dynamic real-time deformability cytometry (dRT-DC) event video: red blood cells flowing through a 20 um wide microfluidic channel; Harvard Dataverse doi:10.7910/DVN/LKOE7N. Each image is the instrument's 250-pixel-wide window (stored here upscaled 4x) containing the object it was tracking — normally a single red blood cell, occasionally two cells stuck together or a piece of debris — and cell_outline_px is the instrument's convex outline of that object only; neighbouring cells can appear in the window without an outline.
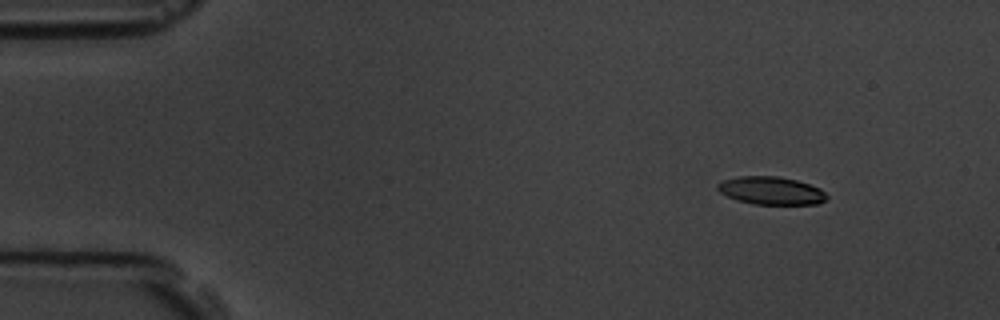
{"species": "common noctule bat (a hibernating species)", "species_latin": "Nyctalus noctula", "temperature_condition": "room temperature", "stored_images_in_passage": 5, "segment_of_instrument_passage": [1, 2], "camera_frame_rate_fps": 3000, "um_per_image_px": 0.085, "animal": {"sex": "male", "body_mass_g": 19.5, "forearm_length_mm": 54.6}, "frame": {"image": 1, "passage_image": 2, "time_ms": 1.0, "image_size_px": [1000, 320], "cell_outline_px": [[828, 200], [820, 204], [752, 204], [736, 200], [720, 192], [716, 188], [716, 184], [724, 180], [740, 176], [780, 176], [796, 180], [820, 188], [828, 196]], "centroid_in_image_um": [65.56, 16.21], "position_along_channel_um": 19.4, "area_um2": 17.86}}
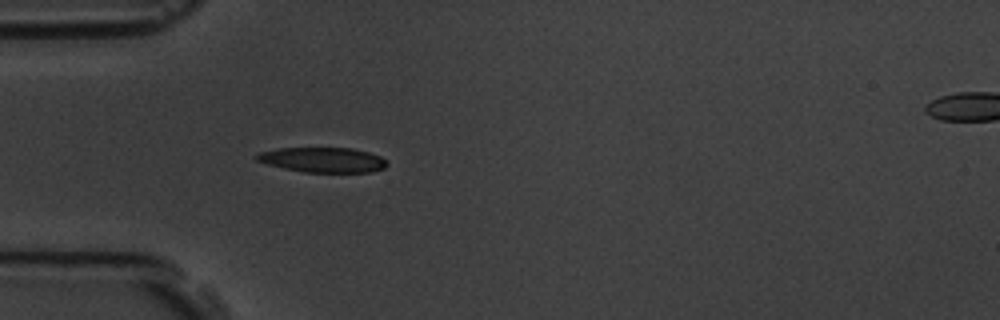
{"frame": {"image": 2, "passage_image": 4, "time_ms": 4.333, "image_size_px": [1000, 320], "cell_outline_px": [[388, 164], [384, 168], [372, 172], [304, 172], [284, 168], [268, 164], [256, 160], [252, 156], [260, 152], [276, 148], [352, 148], [368, 152], [380, 156]], "centroid_in_image_um": [27.41, 13.58], "position_along_channel_um": 57.6, "area_um2": 18.96}}